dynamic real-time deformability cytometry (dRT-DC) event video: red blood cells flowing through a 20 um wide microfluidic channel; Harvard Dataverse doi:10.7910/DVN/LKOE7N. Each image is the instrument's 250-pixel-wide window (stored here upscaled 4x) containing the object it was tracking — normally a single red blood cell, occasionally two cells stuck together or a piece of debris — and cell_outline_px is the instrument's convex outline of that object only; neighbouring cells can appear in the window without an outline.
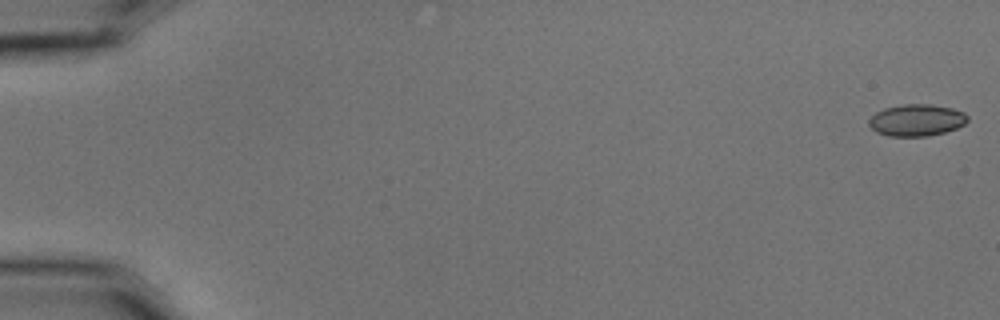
{"species": "common noctule bat (a hibernating species)", "species_latin": "Nyctalus noctula", "temperature_condition": "cold", "stored_images_in_passage": 7, "camera_frame_rate_fps": 3000, "um_per_image_px": 0.085, "animal": {"sex": "male", "body_mass_g": 15.6}, "frame": {"image": 1, "passage_image": 1, "time_ms": 0.0, "image_size_px": [1000, 320], "cell_outline_px": [[968, 120], [964, 124], [956, 128], [944, 132], [928, 136], [888, 136], [876, 132], [868, 124], [868, 120], [876, 112], [884, 108], [904, 104], [932, 104], [952, 108], [964, 112], [968, 116]], "centroid_in_image_um": [77.9, 10.21], "position_along_channel_um": 7.1, "area_um2": 18.32}}
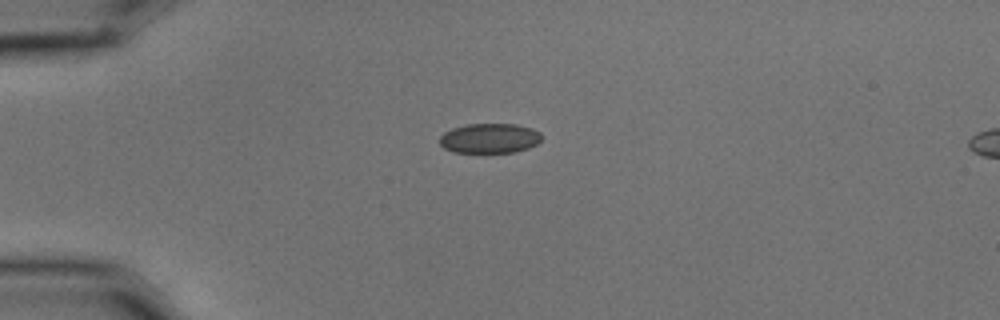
{"frame": {"image": 2, "passage_image": 5, "time_ms": 1.333, "image_size_px": [1000, 320], "cell_outline_px": [[540, 140], [536, 144], [528, 148], [516, 152], [452, 152], [444, 148], [440, 144], [440, 136], [444, 132], [452, 128], [468, 124], [516, 124], [532, 128], [540, 132]], "centroid_in_image_um": [41.6, 11.75], "position_along_channel_um": 43.4, "area_um2": 17.69}}
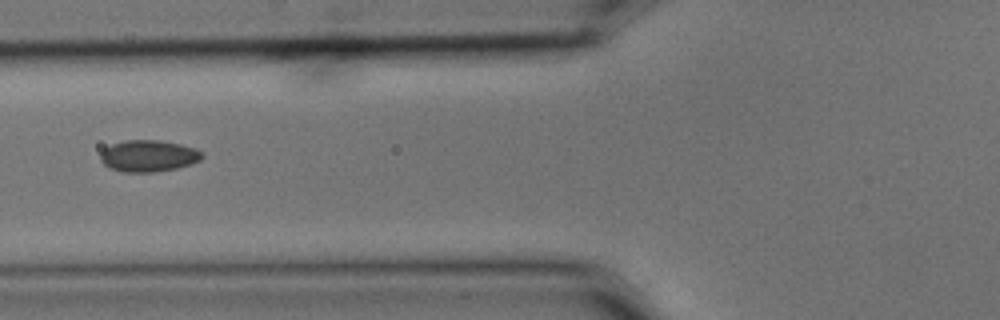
{"frame": {"image": 3, "passage_image": 7, "time_ms": 2.0, "image_size_px": [1000, 320], "cell_outline_px": [[204, 156], [200, 160], [176, 168], [152, 172], [124, 172], [108, 168], [100, 160], [100, 152], [104, 148], [112, 144], [124, 140], [160, 140], [180, 144], [196, 148]], "centroid_in_image_um": [12.57, 13.24], "position_along_channel_um": 113.2, "area_um2": 18.73}}